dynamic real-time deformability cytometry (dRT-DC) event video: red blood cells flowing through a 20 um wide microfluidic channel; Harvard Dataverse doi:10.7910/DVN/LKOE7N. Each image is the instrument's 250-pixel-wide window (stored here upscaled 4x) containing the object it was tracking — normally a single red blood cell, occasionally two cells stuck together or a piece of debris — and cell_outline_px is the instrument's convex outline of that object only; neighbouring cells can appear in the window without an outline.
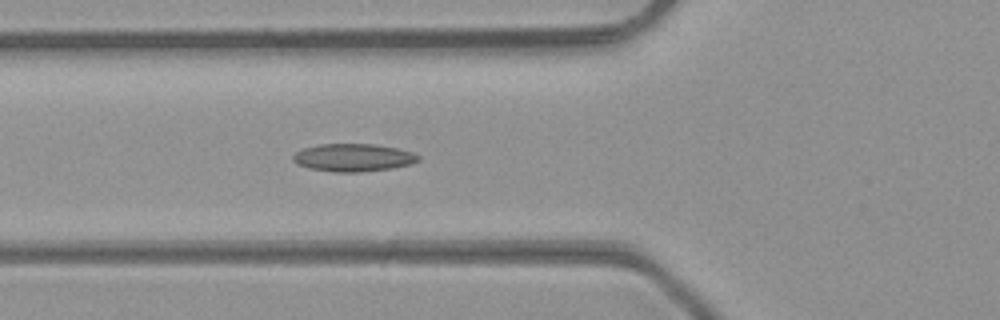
{"species": "common noctule bat (a hibernating species)", "species_latin": "Nyctalus noctula", "temperature_condition": "room temperature", "stored_images_in_passage": 37, "camera_frame_rate_fps": 3000, "um_per_image_px": 0.085, "animal": {"sex": "male", "body_mass_g": 23.1, "forearm_length_mm": 52.7}, "frame": {"image": 1, "passage_image": 6, "time_ms": 1.667, "image_size_px": [1000, 320], "cell_outline_px": [[420, 160], [412, 164], [392, 168], [360, 172], [332, 172], [308, 168], [296, 164], [292, 160], [292, 156], [296, 152], [304, 148], [320, 144], [376, 144], [396, 148], [412, 152], [420, 156]], "centroid_in_image_um": [30.02, 13.4], "position_along_channel_um": 95.8, "area_um2": 20.4}}
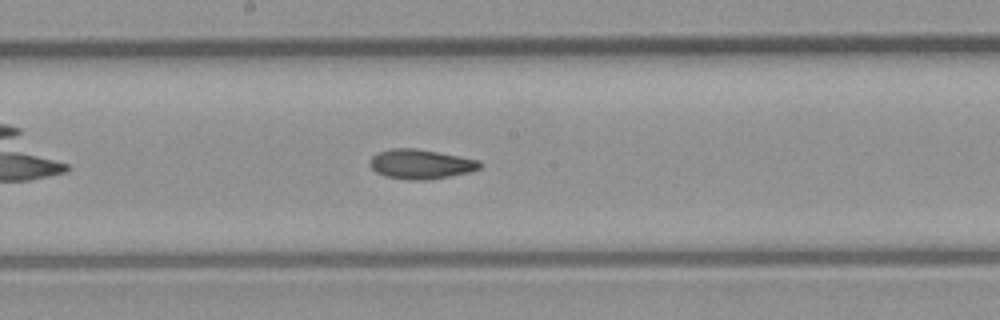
{"frame": {"image": 2, "passage_image": 14, "time_ms": 4.333, "image_size_px": [1000, 320], "cell_outline_px": [[484, 164], [480, 168], [468, 172], [428, 180], [408, 180], [384, 176], [376, 172], [368, 164], [368, 160], [372, 156], [380, 152], [392, 148], [416, 148], [460, 156], [480, 160]], "centroid_in_image_um": [35.75, 13.95], "position_along_channel_um": 212.4, "area_um2": 19.07}}
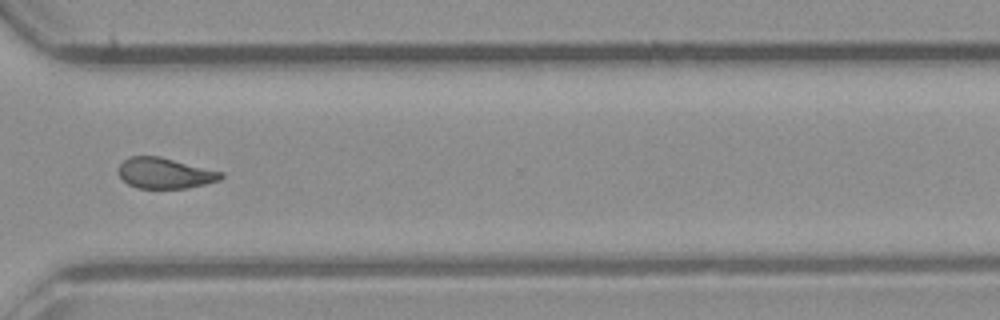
{"frame": {"image": 3, "passage_image": 24, "time_ms": 7.667, "image_size_px": [1000, 320], "cell_outline_px": [[224, 176], [220, 180], [188, 188], [136, 188], [128, 184], [120, 176], [120, 164], [128, 156], [160, 156], [224, 172]], "centroid_in_image_um": [14.05, 14.71], "position_along_channel_um": 356.6, "area_um2": 18.32}, "authors_computed_cell_mechanics": {"area_um2": 19.074, "velocity_mm_per_s": 4.3304, "shape_relaxation_time_tau1_ms": null, "shape_relaxation_time_tau2_ms": 3.8736, "deformation_change_tau1": null, "deformation_change_tau2": 0.1008}}